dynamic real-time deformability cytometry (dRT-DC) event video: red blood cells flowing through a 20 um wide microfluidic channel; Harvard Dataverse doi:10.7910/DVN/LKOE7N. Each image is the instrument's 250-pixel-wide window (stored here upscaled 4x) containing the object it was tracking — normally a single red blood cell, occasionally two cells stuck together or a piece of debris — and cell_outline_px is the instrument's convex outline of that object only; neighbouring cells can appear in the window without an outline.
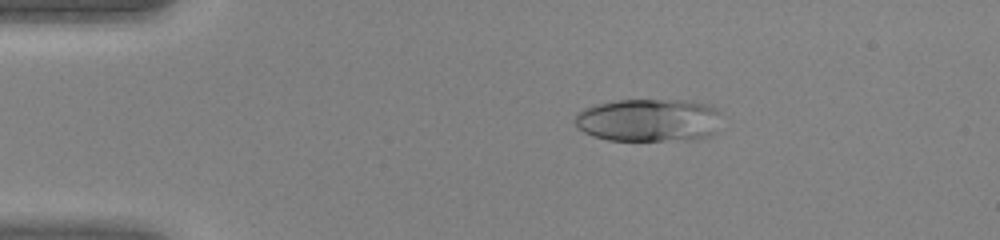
{"species": "human", "species_latin": "Homo sapiens", "temperature_condition": "warm", "stored_images_in_passage": 45, "camera_frame_rate_fps": 3000, "um_per_image_px": 0.085, "donor": {"sex": "female"}, "frame": {"image": 1, "passage_image": 9, "time_ms": 2.667, "image_size_px": [1000, 240], "cell_outline_px": [[724, 112], [716, 132], [712, 136], [696, 140], [608, 140], [592, 136], [584, 132], [576, 124], [576, 112], [584, 108], [596, 104], [616, 100], [684, 100], [712, 104]], "centroid_in_image_um": [55.25, 10.21], "position_along_channel_um": 29.7, "area_um2": 37.57}}
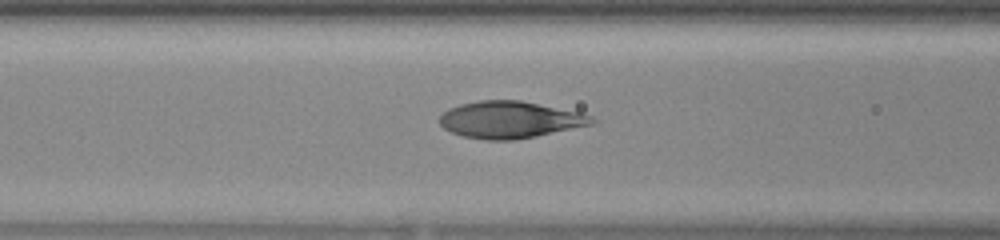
{"frame": {"image": 2, "passage_image": 19, "time_ms": 6.0, "image_size_px": [1000, 240], "cell_outline_px": [[596, 120], [592, 124], [536, 136], [512, 140], [484, 140], [464, 136], [452, 132], [444, 128], [440, 124], [440, 116], [448, 108], [460, 104], [480, 100], [520, 100], [580, 112], [592, 116]], "centroid_in_image_um": [43.33, 10.17], "position_along_channel_um": 123.3, "area_um2": 32.54}}
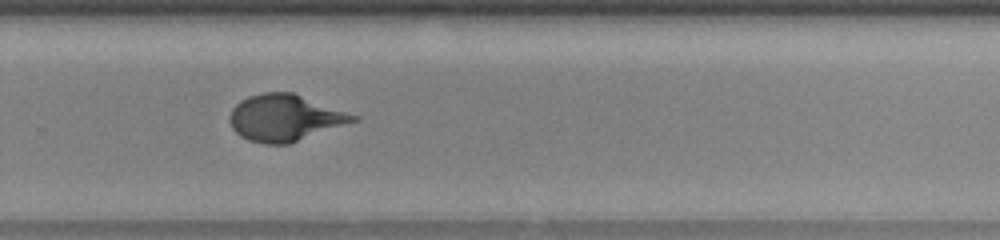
{"frame": {"image": 3, "passage_image": 31, "time_ms": 10.0, "image_size_px": [1000, 240], "cell_outline_px": [[360, 120], [288, 144], [264, 144], [248, 140], [240, 136], [232, 128], [228, 120], [228, 116], [232, 108], [240, 100], [248, 96], [264, 92], [292, 92], [360, 116]], "centroid_in_image_um": [24.21, 10.01], "position_along_channel_um": 305.6, "area_um2": 33.76}}